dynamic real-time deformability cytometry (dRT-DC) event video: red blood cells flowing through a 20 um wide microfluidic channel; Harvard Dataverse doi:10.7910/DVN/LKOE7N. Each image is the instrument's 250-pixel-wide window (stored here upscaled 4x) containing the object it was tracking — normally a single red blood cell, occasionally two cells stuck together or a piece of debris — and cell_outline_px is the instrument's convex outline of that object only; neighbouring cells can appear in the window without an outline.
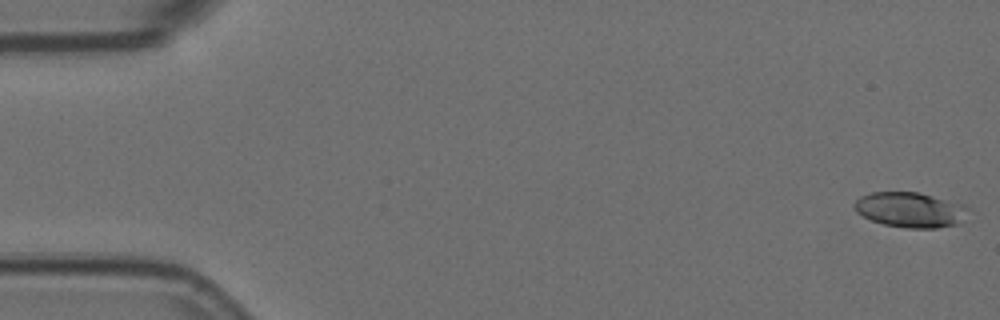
{"species": "Egyptian fruit bat (a non-hibernating species)", "species_latin": "Rousettus aegyptiacus", "temperature_condition": "room temperature", "stored_images_in_passage": 57, "camera_frame_rate_fps": 3000, "um_per_image_px": 0.085, "animal": {"sex": "female"}, "frame": {"image": 1, "passage_image": 1, "time_ms": 0.0, "image_size_px": [1000, 320], "cell_outline_px": [[972, 208], [960, 224], [936, 228], [908, 228], [884, 224], [872, 220], [856, 212], [852, 204], [860, 196], [872, 192], [916, 192], [964, 204]], "centroid_in_image_um": [77.41, 17.83], "position_along_channel_um": 7.6, "area_um2": 23.47}}
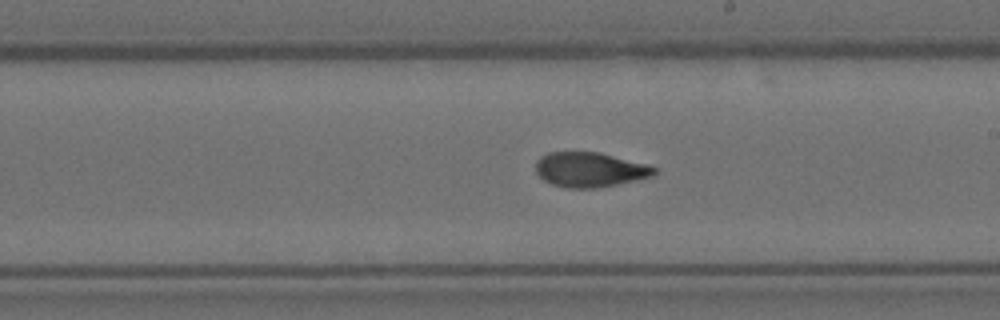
{"frame": {"image": 2, "passage_image": 32, "time_ms": 10.333, "image_size_px": [1000, 320], "cell_outline_px": [[656, 172], [652, 176], [636, 180], [596, 188], [568, 188], [552, 184], [544, 180], [536, 172], [536, 160], [540, 156], [548, 152], [600, 152], [648, 164], [656, 168]], "centroid_in_image_um": [50.13, 14.41], "position_along_channel_um": 238.9, "area_um2": 24.04}}
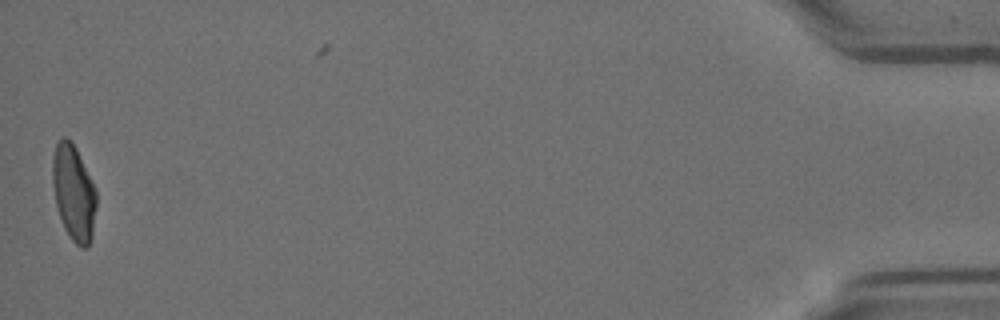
{"frame": {"image": 3, "passage_image": 56, "time_ms": 18.333, "image_size_px": [1000, 320], "cell_outline_px": [[96, 208], [92, 236], [88, 248], [80, 248], [72, 240], [64, 228], [56, 204], [52, 184], [52, 156], [56, 144], [64, 136], [76, 148], [96, 188]], "centroid_in_image_um": [6.27, 16.41], "position_along_channel_um": 428.9, "area_um2": 24.45}, "authors_computed_cell_mechanics": {"area_um2": 23.987, "velocity_mm_per_s": 3.5903, "shape_relaxation_time_tau1_ms": 9.5929, "shape_relaxation_time_tau2_ms": 1.8513, "deformation_change_tau1": 0.229, "deformation_change_tau2": 0.0738}}